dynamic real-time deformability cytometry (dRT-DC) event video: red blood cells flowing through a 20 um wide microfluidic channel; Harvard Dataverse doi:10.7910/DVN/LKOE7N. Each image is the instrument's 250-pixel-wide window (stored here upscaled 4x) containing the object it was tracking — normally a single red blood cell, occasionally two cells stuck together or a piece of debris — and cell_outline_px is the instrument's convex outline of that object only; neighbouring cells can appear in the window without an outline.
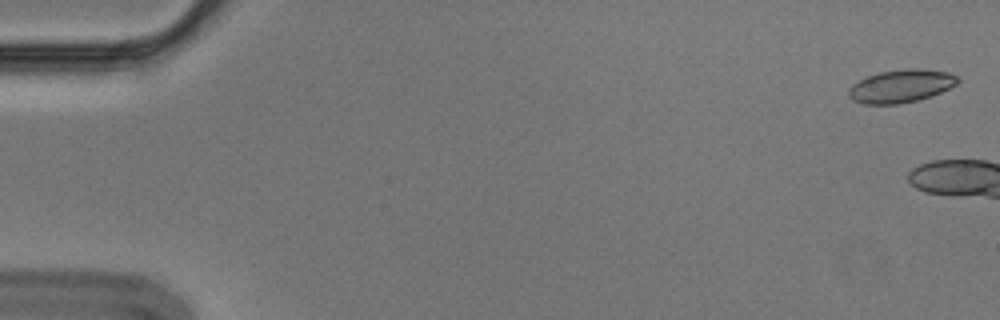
{"species": "Egyptian fruit bat (a non-hibernating species)", "species_latin": "Rousettus aegyptiacus", "temperature_condition": "cold", "stored_images_in_passage": 3, "camera_frame_rate_fps": 3000, "um_per_image_px": 0.085, "animal": {"sex": "male"}, "frame": {"image": 1, "passage_image": 1, "time_ms": 0.0, "image_size_px": [1000, 320], "cell_outline_px": [[960, 80], [956, 84], [932, 96], [916, 100], [896, 104], [864, 104], [852, 100], [848, 96], [848, 88], [852, 84], [868, 76], [880, 72], [908, 68], [920, 68], [948, 72], [956, 76]], "centroid_in_image_um": [76.56, 7.31], "position_along_channel_um": 8.4, "area_um2": 20.87}}